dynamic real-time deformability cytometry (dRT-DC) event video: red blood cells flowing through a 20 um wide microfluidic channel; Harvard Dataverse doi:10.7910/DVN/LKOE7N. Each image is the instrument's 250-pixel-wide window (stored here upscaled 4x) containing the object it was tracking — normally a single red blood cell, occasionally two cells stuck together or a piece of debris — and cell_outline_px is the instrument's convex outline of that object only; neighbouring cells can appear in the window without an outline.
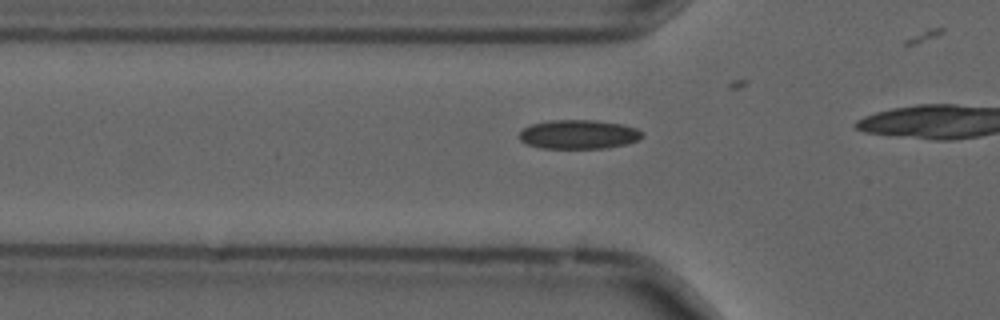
{"species": "common noctule bat (a hibernating species)", "species_latin": "Nyctalus noctula", "temperature_condition": "cold", "stored_images_in_passage": 18, "camera_frame_rate_fps": 3000, "um_per_image_px": 0.085, "animal": {"sex": "male", "forearm_length_mm": 52.5}, "frame": {"image": 1, "passage_image": 12, "time_ms": 3.667, "image_size_px": [1000, 320], "cell_outline_px": [[644, 136], [636, 140], [624, 144], [604, 148], [540, 148], [524, 144], [520, 140], [520, 132], [524, 128], [532, 124], [548, 120], [596, 120], [624, 124], [636, 128], [644, 132]], "centroid_in_image_um": [49.18, 11.41], "position_along_channel_um": 76.6, "area_um2": 20.92}}
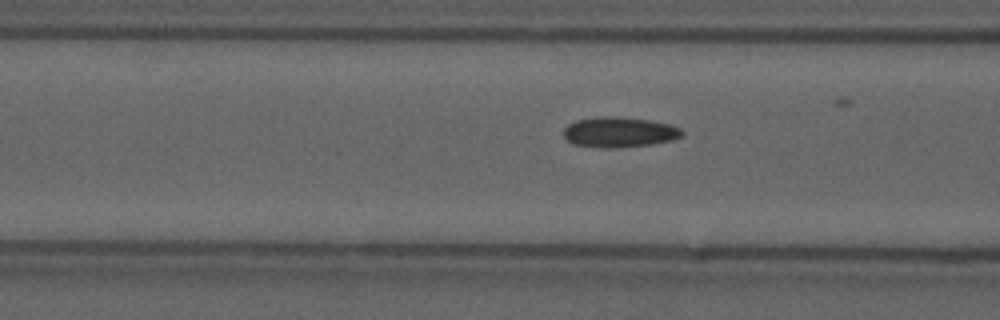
{"frame": {"image": 2, "passage_image": 15, "time_ms": 4.667, "image_size_px": [1000, 320], "cell_outline_px": [[684, 132], [680, 136], [672, 140], [652, 144], [612, 148], [600, 148], [572, 144], [564, 136], [564, 128], [568, 124], [576, 120], [600, 116], [616, 116], [648, 120], [668, 124], [680, 128]], "centroid_in_image_um": [52.6, 11.23], "position_along_channel_um": 114.0, "area_um2": 20.87}}